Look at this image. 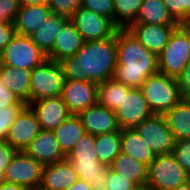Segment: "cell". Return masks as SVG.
I'll list each match as a JSON object with an SVG mask.
<instances>
[{"label": "cell", "instance_id": "obj_40", "mask_svg": "<svg viewBox=\"0 0 190 190\" xmlns=\"http://www.w3.org/2000/svg\"><path fill=\"white\" fill-rule=\"evenodd\" d=\"M16 152L17 150L10 146L6 141H0V181L2 180L5 169L11 163Z\"/></svg>", "mask_w": 190, "mask_h": 190}, {"label": "cell", "instance_id": "obj_6", "mask_svg": "<svg viewBox=\"0 0 190 190\" xmlns=\"http://www.w3.org/2000/svg\"><path fill=\"white\" fill-rule=\"evenodd\" d=\"M64 74L60 62L46 59L31 71L30 103L62 94Z\"/></svg>", "mask_w": 190, "mask_h": 190}, {"label": "cell", "instance_id": "obj_47", "mask_svg": "<svg viewBox=\"0 0 190 190\" xmlns=\"http://www.w3.org/2000/svg\"><path fill=\"white\" fill-rule=\"evenodd\" d=\"M131 190H152L147 184H140Z\"/></svg>", "mask_w": 190, "mask_h": 190}, {"label": "cell", "instance_id": "obj_8", "mask_svg": "<svg viewBox=\"0 0 190 190\" xmlns=\"http://www.w3.org/2000/svg\"><path fill=\"white\" fill-rule=\"evenodd\" d=\"M43 165L25 151H17L5 169L2 180L29 190H38L42 180Z\"/></svg>", "mask_w": 190, "mask_h": 190}, {"label": "cell", "instance_id": "obj_18", "mask_svg": "<svg viewBox=\"0 0 190 190\" xmlns=\"http://www.w3.org/2000/svg\"><path fill=\"white\" fill-rule=\"evenodd\" d=\"M84 42L82 35L69 19L56 36L47 59L61 62L67 57L75 56L81 50Z\"/></svg>", "mask_w": 190, "mask_h": 190}, {"label": "cell", "instance_id": "obj_31", "mask_svg": "<svg viewBox=\"0 0 190 190\" xmlns=\"http://www.w3.org/2000/svg\"><path fill=\"white\" fill-rule=\"evenodd\" d=\"M144 0H114V24L128 28L136 19Z\"/></svg>", "mask_w": 190, "mask_h": 190}, {"label": "cell", "instance_id": "obj_45", "mask_svg": "<svg viewBox=\"0 0 190 190\" xmlns=\"http://www.w3.org/2000/svg\"><path fill=\"white\" fill-rule=\"evenodd\" d=\"M0 190H29L23 186L15 185L12 183L5 182L3 180L0 181Z\"/></svg>", "mask_w": 190, "mask_h": 190}, {"label": "cell", "instance_id": "obj_11", "mask_svg": "<svg viewBox=\"0 0 190 190\" xmlns=\"http://www.w3.org/2000/svg\"><path fill=\"white\" fill-rule=\"evenodd\" d=\"M120 129L135 128L144 119L154 115L140 88L123 91L121 106L115 111Z\"/></svg>", "mask_w": 190, "mask_h": 190}, {"label": "cell", "instance_id": "obj_43", "mask_svg": "<svg viewBox=\"0 0 190 190\" xmlns=\"http://www.w3.org/2000/svg\"><path fill=\"white\" fill-rule=\"evenodd\" d=\"M177 82L183 98H188L190 96V61L177 78Z\"/></svg>", "mask_w": 190, "mask_h": 190}, {"label": "cell", "instance_id": "obj_30", "mask_svg": "<svg viewBox=\"0 0 190 190\" xmlns=\"http://www.w3.org/2000/svg\"><path fill=\"white\" fill-rule=\"evenodd\" d=\"M95 144L98 160L109 166L121 153L120 132L95 135Z\"/></svg>", "mask_w": 190, "mask_h": 190}, {"label": "cell", "instance_id": "obj_4", "mask_svg": "<svg viewBox=\"0 0 190 190\" xmlns=\"http://www.w3.org/2000/svg\"><path fill=\"white\" fill-rule=\"evenodd\" d=\"M146 184L152 190H190V176L172 153L156 155L148 166Z\"/></svg>", "mask_w": 190, "mask_h": 190}, {"label": "cell", "instance_id": "obj_7", "mask_svg": "<svg viewBox=\"0 0 190 190\" xmlns=\"http://www.w3.org/2000/svg\"><path fill=\"white\" fill-rule=\"evenodd\" d=\"M46 59L47 55L32 41L31 37L20 34H16L0 53V65L31 71Z\"/></svg>", "mask_w": 190, "mask_h": 190}, {"label": "cell", "instance_id": "obj_16", "mask_svg": "<svg viewBox=\"0 0 190 190\" xmlns=\"http://www.w3.org/2000/svg\"><path fill=\"white\" fill-rule=\"evenodd\" d=\"M178 25L131 24L128 29L138 41L155 55H159L168 44Z\"/></svg>", "mask_w": 190, "mask_h": 190}, {"label": "cell", "instance_id": "obj_19", "mask_svg": "<svg viewBox=\"0 0 190 190\" xmlns=\"http://www.w3.org/2000/svg\"><path fill=\"white\" fill-rule=\"evenodd\" d=\"M78 179L71 163L65 159L43 166L42 180L38 190H66Z\"/></svg>", "mask_w": 190, "mask_h": 190}, {"label": "cell", "instance_id": "obj_48", "mask_svg": "<svg viewBox=\"0 0 190 190\" xmlns=\"http://www.w3.org/2000/svg\"><path fill=\"white\" fill-rule=\"evenodd\" d=\"M93 190H107L106 187H103V188H94Z\"/></svg>", "mask_w": 190, "mask_h": 190}, {"label": "cell", "instance_id": "obj_44", "mask_svg": "<svg viewBox=\"0 0 190 190\" xmlns=\"http://www.w3.org/2000/svg\"><path fill=\"white\" fill-rule=\"evenodd\" d=\"M93 186L80 178L66 190H93Z\"/></svg>", "mask_w": 190, "mask_h": 190}, {"label": "cell", "instance_id": "obj_20", "mask_svg": "<svg viewBox=\"0 0 190 190\" xmlns=\"http://www.w3.org/2000/svg\"><path fill=\"white\" fill-rule=\"evenodd\" d=\"M72 165L78 178L90 183L93 188L106 187L109 166L101 163L98 158H66Z\"/></svg>", "mask_w": 190, "mask_h": 190}, {"label": "cell", "instance_id": "obj_5", "mask_svg": "<svg viewBox=\"0 0 190 190\" xmlns=\"http://www.w3.org/2000/svg\"><path fill=\"white\" fill-rule=\"evenodd\" d=\"M190 61V24H179L158 55L159 72L178 78Z\"/></svg>", "mask_w": 190, "mask_h": 190}, {"label": "cell", "instance_id": "obj_35", "mask_svg": "<svg viewBox=\"0 0 190 190\" xmlns=\"http://www.w3.org/2000/svg\"><path fill=\"white\" fill-rule=\"evenodd\" d=\"M81 6L110 18L114 23V0H81Z\"/></svg>", "mask_w": 190, "mask_h": 190}, {"label": "cell", "instance_id": "obj_22", "mask_svg": "<svg viewBox=\"0 0 190 190\" xmlns=\"http://www.w3.org/2000/svg\"><path fill=\"white\" fill-rule=\"evenodd\" d=\"M51 13L48 5L20 6L14 20L16 33L20 35H33Z\"/></svg>", "mask_w": 190, "mask_h": 190}, {"label": "cell", "instance_id": "obj_37", "mask_svg": "<svg viewBox=\"0 0 190 190\" xmlns=\"http://www.w3.org/2000/svg\"><path fill=\"white\" fill-rule=\"evenodd\" d=\"M172 154L190 176V139L175 141Z\"/></svg>", "mask_w": 190, "mask_h": 190}, {"label": "cell", "instance_id": "obj_38", "mask_svg": "<svg viewBox=\"0 0 190 190\" xmlns=\"http://www.w3.org/2000/svg\"><path fill=\"white\" fill-rule=\"evenodd\" d=\"M137 185L108 168L107 190H131Z\"/></svg>", "mask_w": 190, "mask_h": 190}, {"label": "cell", "instance_id": "obj_46", "mask_svg": "<svg viewBox=\"0 0 190 190\" xmlns=\"http://www.w3.org/2000/svg\"><path fill=\"white\" fill-rule=\"evenodd\" d=\"M48 0H19L20 6L47 5Z\"/></svg>", "mask_w": 190, "mask_h": 190}, {"label": "cell", "instance_id": "obj_24", "mask_svg": "<svg viewBox=\"0 0 190 190\" xmlns=\"http://www.w3.org/2000/svg\"><path fill=\"white\" fill-rule=\"evenodd\" d=\"M163 116L175 141L190 139V99L183 98Z\"/></svg>", "mask_w": 190, "mask_h": 190}, {"label": "cell", "instance_id": "obj_26", "mask_svg": "<svg viewBox=\"0 0 190 190\" xmlns=\"http://www.w3.org/2000/svg\"><path fill=\"white\" fill-rule=\"evenodd\" d=\"M68 20L69 18L65 16L51 12L45 23L30 36L32 41L45 53V55L51 52L56 36Z\"/></svg>", "mask_w": 190, "mask_h": 190}, {"label": "cell", "instance_id": "obj_32", "mask_svg": "<svg viewBox=\"0 0 190 190\" xmlns=\"http://www.w3.org/2000/svg\"><path fill=\"white\" fill-rule=\"evenodd\" d=\"M95 136L85 133L74 145L66 158H98L96 152Z\"/></svg>", "mask_w": 190, "mask_h": 190}, {"label": "cell", "instance_id": "obj_21", "mask_svg": "<svg viewBox=\"0 0 190 190\" xmlns=\"http://www.w3.org/2000/svg\"><path fill=\"white\" fill-rule=\"evenodd\" d=\"M30 76L31 70L0 65L1 83L25 105L30 104Z\"/></svg>", "mask_w": 190, "mask_h": 190}, {"label": "cell", "instance_id": "obj_15", "mask_svg": "<svg viewBox=\"0 0 190 190\" xmlns=\"http://www.w3.org/2000/svg\"><path fill=\"white\" fill-rule=\"evenodd\" d=\"M86 133L92 135L120 132L115 111L103 107L98 102L77 114Z\"/></svg>", "mask_w": 190, "mask_h": 190}, {"label": "cell", "instance_id": "obj_23", "mask_svg": "<svg viewBox=\"0 0 190 190\" xmlns=\"http://www.w3.org/2000/svg\"><path fill=\"white\" fill-rule=\"evenodd\" d=\"M120 140L121 152L129 154L147 167L155 159V153L152 152L135 128L120 129Z\"/></svg>", "mask_w": 190, "mask_h": 190}, {"label": "cell", "instance_id": "obj_3", "mask_svg": "<svg viewBox=\"0 0 190 190\" xmlns=\"http://www.w3.org/2000/svg\"><path fill=\"white\" fill-rule=\"evenodd\" d=\"M140 90L156 115H164L183 99L177 78L161 72L150 75Z\"/></svg>", "mask_w": 190, "mask_h": 190}, {"label": "cell", "instance_id": "obj_29", "mask_svg": "<svg viewBox=\"0 0 190 190\" xmlns=\"http://www.w3.org/2000/svg\"><path fill=\"white\" fill-rule=\"evenodd\" d=\"M130 88L114 78L105 80L98 84L97 102L103 107L116 111L121 106L123 91H129Z\"/></svg>", "mask_w": 190, "mask_h": 190}, {"label": "cell", "instance_id": "obj_25", "mask_svg": "<svg viewBox=\"0 0 190 190\" xmlns=\"http://www.w3.org/2000/svg\"><path fill=\"white\" fill-rule=\"evenodd\" d=\"M132 24L179 25L163 0H144Z\"/></svg>", "mask_w": 190, "mask_h": 190}, {"label": "cell", "instance_id": "obj_9", "mask_svg": "<svg viewBox=\"0 0 190 190\" xmlns=\"http://www.w3.org/2000/svg\"><path fill=\"white\" fill-rule=\"evenodd\" d=\"M135 130L155 155L171 154L173 152L175 138L163 115L154 114L144 119L135 127Z\"/></svg>", "mask_w": 190, "mask_h": 190}, {"label": "cell", "instance_id": "obj_34", "mask_svg": "<svg viewBox=\"0 0 190 190\" xmlns=\"http://www.w3.org/2000/svg\"><path fill=\"white\" fill-rule=\"evenodd\" d=\"M47 5L52 13L70 19L81 7V0H48Z\"/></svg>", "mask_w": 190, "mask_h": 190}, {"label": "cell", "instance_id": "obj_17", "mask_svg": "<svg viewBox=\"0 0 190 190\" xmlns=\"http://www.w3.org/2000/svg\"><path fill=\"white\" fill-rule=\"evenodd\" d=\"M25 152L43 166L66 159L53 130H41Z\"/></svg>", "mask_w": 190, "mask_h": 190}, {"label": "cell", "instance_id": "obj_13", "mask_svg": "<svg viewBox=\"0 0 190 190\" xmlns=\"http://www.w3.org/2000/svg\"><path fill=\"white\" fill-rule=\"evenodd\" d=\"M61 96L67 105L68 111L77 115L97 103L98 84L64 79Z\"/></svg>", "mask_w": 190, "mask_h": 190}, {"label": "cell", "instance_id": "obj_28", "mask_svg": "<svg viewBox=\"0 0 190 190\" xmlns=\"http://www.w3.org/2000/svg\"><path fill=\"white\" fill-rule=\"evenodd\" d=\"M62 152L67 156L77 141L86 133L78 115L72 114L54 130Z\"/></svg>", "mask_w": 190, "mask_h": 190}, {"label": "cell", "instance_id": "obj_12", "mask_svg": "<svg viewBox=\"0 0 190 190\" xmlns=\"http://www.w3.org/2000/svg\"><path fill=\"white\" fill-rule=\"evenodd\" d=\"M41 131L37 116L29 105H25L10 126L6 142L17 151H25Z\"/></svg>", "mask_w": 190, "mask_h": 190}, {"label": "cell", "instance_id": "obj_1", "mask_svg": "<svg viewBox=\"0 0 190 190\" xmlns=\"http://www.w3.org/2000/svg\"><path fill=\"white\" fill-rule=\"evenodd\" d=\"M64 78L102 83L113 78L117 66V31L105 40L86 41L81 50L60 62Z\"/></svg>", "mask_w": 190, "mask_h": 190}, {"label": "cell", "instance_id": "obj_2", "mask_svg": "<svg viewBox=\"0 0 190 190\" xmlns=\"http://www.w3.org/2000/svg\"><path fill=\"white\" fill-rule=\"evenodd\" d=\"M157 72L158 56L145 48L128 28H118L117 66L113 78L131 88H140Z\"/></svg>", "mask_w": 190, "mask_h": 190}, {"label": "cell", "instance_id": "obj_41", "mask_svg": "<svg viewBox=\"0 0 190 190\" xmlns=\"http://www.w3.org/2000/svg\"><path fill=\"white\" fill-rule=\"evenodd\" d=\"M15 106H25V104L0 81V109Z\"/></svg>", "mask_w": 190, "mask_h": 190}, {"label": "cell", "instance_id": "obj_27", "mask_svg": "<svg viewBox=\"0 0 190 190\" xmlns=\"http://www.w3.org/2000/svg\"><path fill=\"white\" fill-rule=\"evenodd\" d=\"M109 168L136 185L146 184L147 182L148 167L129 154L121 152L109 165Z\"/></svg>", "mask_w": 190, "mask_h": 190}, {"label": "cell", "instance_id": "obj_33", "mask_svg": "<svg viewBox=\"0 0 190 190\" xmlns=\"http://www.w3.org/2000/svg\"><path fill=\"white\" fill-rule=\"evenodd\" d=\"M163 2L179 24H190V0H163Z\"/></svg>", "mask_w": 190, "mask_h": 190}, {"label": "cell", "instance_id": "obj_36", "mask_svg": "<svg viewBox=\"0 0 190 190\" xmlns=\"http://www.w3.org/2000/svg\"><path fill=\"white\" fill-rule=\"evenodd\" d=\"M24 106L5 107L0 109V141H5L10 126Z\"/></svg>", "mask_w": 190, "mask_h": 190}, {"label": "cell", "instance_id": "obj_39", "mask_svg": "<svg viewBox=\"0 0 190 190\" xmlns=\"http://www.w3.org/2000/svg\"><path fill=\"white\" fill-rule=\"evenodd\" d=\"M19 8V0H0V22L14 23Z\"/></svg>", "mask_w": 190, "mask_h": 190}, {"label": "cell", "instance_id": "obj_14", "mask_svg": "<svg viewBox=\"0 0 190 190\" xmlns=\"http://www.w3.org/2000/svg\"><path fill=\"white\" fill-rule=\"evenodd\" d=\"M29 106L35 112L41 130H54L72 115L61 95L34 101Z\"/></svg>", "mask_w": 190, "mask_h": 190}, {"label": "cell", "instance_id": "obj_10", "mask_svg": "<svg viewBox=\"0 0 190 190\" xmlns=\"http://www.w3.org/2000/svg\"><path fill=\"white\" fill-rule=\"evenodd\" d=\"M84 41H100L112 37L118 27L110 18L80 7L70 18Z\"/></svg>", "mask_w": 190, "mask_h": 190}, {"label": "cell", "instance_id": "obj_42", "mask_svg": "<svg viewBox=\"0 0 190 190\" xmlns=\"http://www.w3.org/2000/svg\"><path fill=\"white\" fill-rule=\"evenodd\" d=\"M16 34L14 23L0 22V53Z\"/></svg>", "mask_w": 190, "mask_h": 190}]
</instances>
